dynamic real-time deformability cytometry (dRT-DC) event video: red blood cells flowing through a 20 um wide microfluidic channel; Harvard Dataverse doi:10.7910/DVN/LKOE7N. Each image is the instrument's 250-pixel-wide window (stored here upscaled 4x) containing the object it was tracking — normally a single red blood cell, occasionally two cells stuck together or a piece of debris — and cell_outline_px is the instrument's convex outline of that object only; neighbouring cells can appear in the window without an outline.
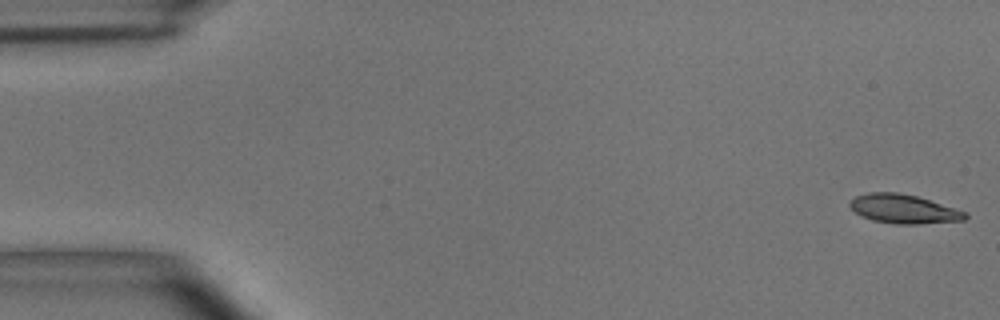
{"species": "common noctule bat (a hibernating species)", "species_latin": "Nyctalus noctula", "temperature_condition": "room temperature", "stored_images_in_passage": 54, "camera_frame_rate_fps": 3000, "um_per_image_px": 0.085, "animal": {"sex": "male", "body_mass_g": 15.6}, "frame": {"image": 1, "passage_image": 1, "time_ms": 0.0, "image_size_px": [1000, 320], "cell_outline_px": [[968, 216], [964, 220], [916, 224], [896, 224], [872, 220], [856, 212], [848, 204], [856, 196], [868, 192], [896, 192], [916, 196], [968, 212]], "centroid_in_image_um": [76.83, 17.76], "position_along_channel_um": 8.2, "area_um2": 19.25}}
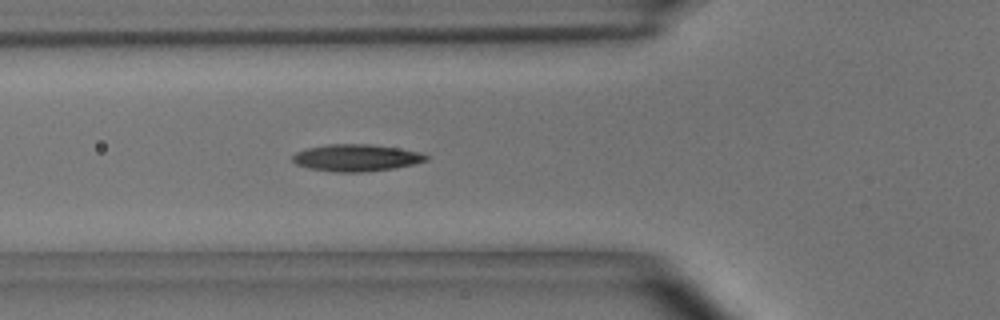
{"frame": {"image": 2, "passage_image": 19, "time_ms": 6.0, "image_size_px": [1000, 320], "cell_outline_px": [[428, 160], [412, 164], [392, 168], [364, 172], [336, 172], [308, 168], [296, 164], [292, 160], [292, 156], [296, 152], [308, 148], [328, 144], [372, 144], [420, 152], [428, 156]], "centroid_in_image_um": [30.25, 13.41], "position_along_channel_um": 95.5, "area_um2": 20.81}}
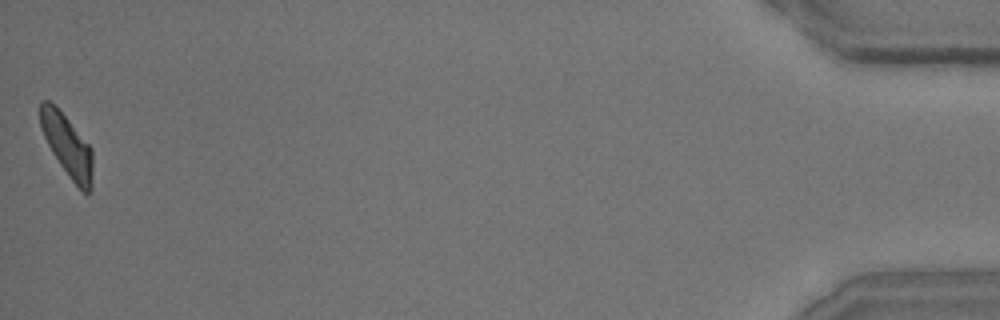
{"frame": {"image": 3, "passage_image": 54, "time_ms": 17.667, "image_size_px": [1000, 320], "cell_outline_px": [[92, 188], [88, 192], [84, 192], [72, 180], [60, 164], [52, 152], [40, 128], [40, 100], [48, 100], [68, 120], [92, 148]], "centroid_in_image_um": [5.71, 12.37], "position_along_channel_um": 429.5, "area_um2": 18.44}, "authors_computed_cell_mechanics": {"area_um2": 19.7387, "velocity_mm_per_s": 3.6636, "shape_relaxation_time_tau1_ms": 3.5387, "shape_relaxation_time_tau2_ms": 2.0319, "deformation_change_tau1": 0.1508, "deformation_change_tau2": 0.0893}}